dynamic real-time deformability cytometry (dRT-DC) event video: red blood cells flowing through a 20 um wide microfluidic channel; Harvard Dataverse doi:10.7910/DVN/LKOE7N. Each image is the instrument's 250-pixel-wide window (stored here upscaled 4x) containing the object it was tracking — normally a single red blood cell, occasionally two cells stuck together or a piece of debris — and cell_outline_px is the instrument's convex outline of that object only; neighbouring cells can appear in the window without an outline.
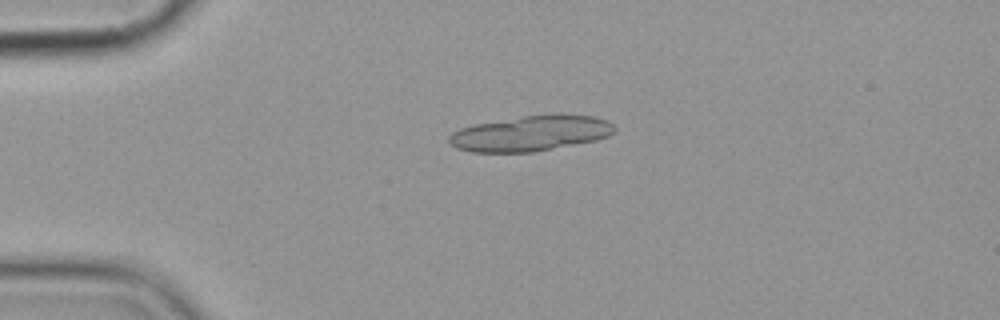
{"species": "common noctule bat (a hibernating species)", "species_latin": "Nyctalus noctula", "temperature_condition": "cold", "stored_images_in_passage": 3, "camera_frame_rate_fps": 3000, "um_per_image_px": 0.085, "animal": {"sex": "female", "body_mass_g": 19.9}, "frame": {"image": 1, "passage_image": 1, "time_ms": 0.0, "image_size_px": [1000, 320], "cell_outline_px": [[616, 128], [608, 136], [596, 140], [532, 152], [472, 152], [456, 148], [448, 144], [448, 136], [452, 132], [460, 128], [476, 124], [524, 116], [560, 112], [592, 116], [608, 120]], "centroid_in_image_um": [45.11, 11.32], "position_along_channel_um": 39.9, "area_um2": 34.39}}